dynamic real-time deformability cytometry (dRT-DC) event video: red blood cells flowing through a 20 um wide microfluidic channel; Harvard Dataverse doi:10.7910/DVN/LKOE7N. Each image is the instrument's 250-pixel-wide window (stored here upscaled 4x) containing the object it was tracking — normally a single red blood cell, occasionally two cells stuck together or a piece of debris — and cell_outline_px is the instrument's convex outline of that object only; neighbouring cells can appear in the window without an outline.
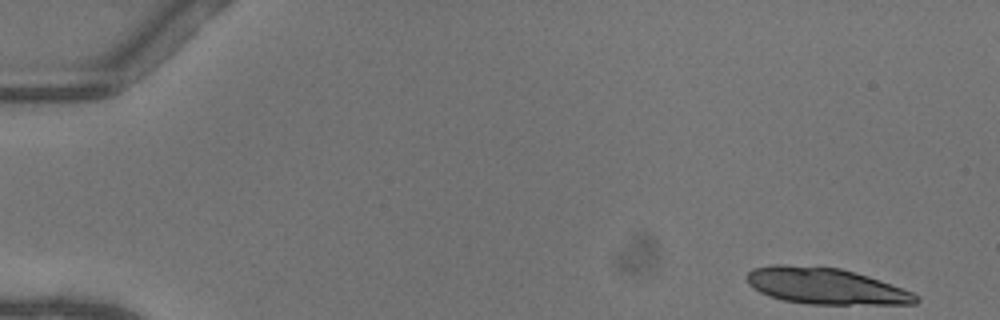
{"species": "common noctule bat (a hibernating species)", "species_latin": "Nyctalus noctula", "temperature_condition": "warm", "stored_images_in_passage": 45, "camera_frame_rate_fps": 3000, "um_per_image_px": 0.085, "animal": {"sex": "female"}, "frame": {"image": 1, "passage_image": 1, "time_ms": 0.0, "image_size_px": [1000, 320], "cell_outline_px": [[920, 300], [916, 304], [808, 304], [784, 300], [768, 296], [752, 288], [748, 284], [744, 276], [752, 268], [772, 264], [784, 264], [840, 268], [856, 272], [880, 280], [912, 292], [920, 296]], "centroid_in_image_um": [70.14, 24.31], "position_along_channel_um": 14.9, "area_um2": 36.01}}
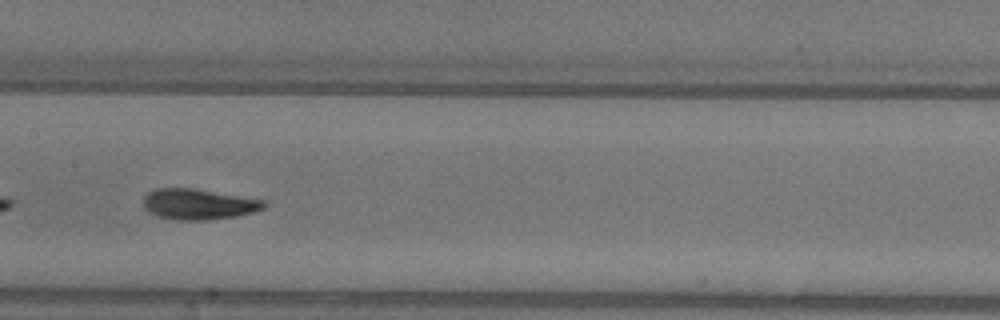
{"frame": {"image": 2, "passage_image": 25, "time_ms": 8.0, "image_size_px": [1000, 320], "cell_outline_px": [[268, 204], [264, 208], [252, 212], [236, 216], [204, 220], [176, 220], [160, 216], [144, 208], [144, 196], [148, 192], [156, 188], [192, 188], [264, 200]], "centroid_in_image_um": [16.88, 17.35], "position_along_channel_um": 190.5, "area_um2": 21.27}}
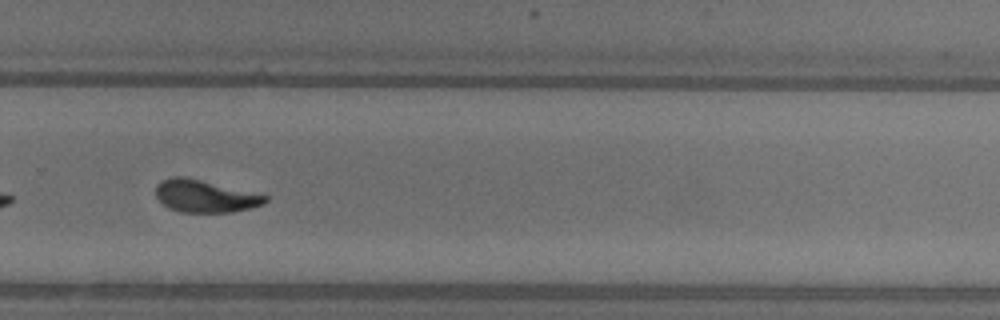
{"frame": {"image": 3, "passage_image": 34, "time_ms": 11.0, "image_size_px": [1000, 320], "cell_outline_px": [[268, 200], [264, 204], [252, 208], [232, 212], [180, 212], [168, 208], [156, 196], [156, 184], [172, 176], [184, 176], [268, 196]], "centroid_in_image_um": [17.42, 16.68], "position_along_channel_um": 312.4, "area_um2": 20.46}}